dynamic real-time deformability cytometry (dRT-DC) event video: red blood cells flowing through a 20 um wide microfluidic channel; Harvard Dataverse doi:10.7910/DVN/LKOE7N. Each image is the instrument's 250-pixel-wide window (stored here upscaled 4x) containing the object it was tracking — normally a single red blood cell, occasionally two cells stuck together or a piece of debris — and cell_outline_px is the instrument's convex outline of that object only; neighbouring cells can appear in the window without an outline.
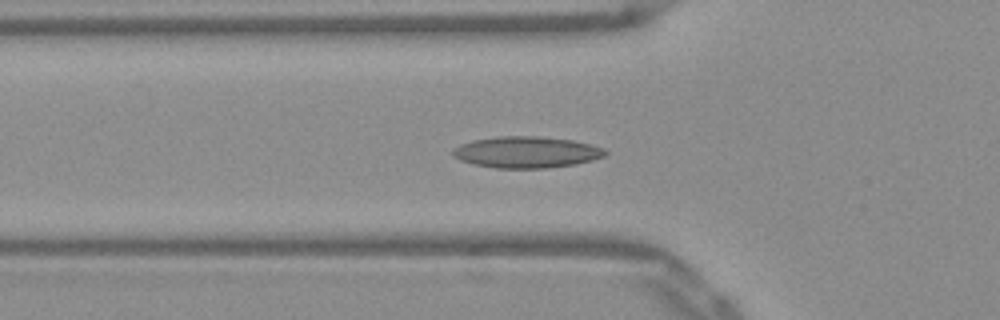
{"species": "Egyptian fruit bat (a non-hibernating species)", "species_latin": "Rousettus aegyptiacus", "temperature_condition": "warm", "stored_images_in_passage": 47, "camera_frame_rate_fps": 3000, "um_per_image_px": 0.085, "frame": {"image": 1, "passage_image": 17, "time_ms": 5.333, "image_size_px": [1000, 320], "cell_outline_px": [[608, 152], [604, 156], [592, 160], [576, 164], [544, 168], [496, 168], [472, 164], [460, 160], [452, 156], [452, 148], [460, 144], [472, 140], [500, 136], [540, 136], [572, 140], [604, 148]], "centroid_in_image_um": [44.71, 12.93], "position_along_channel_um": 81.1, "area_um2": 27.98}}
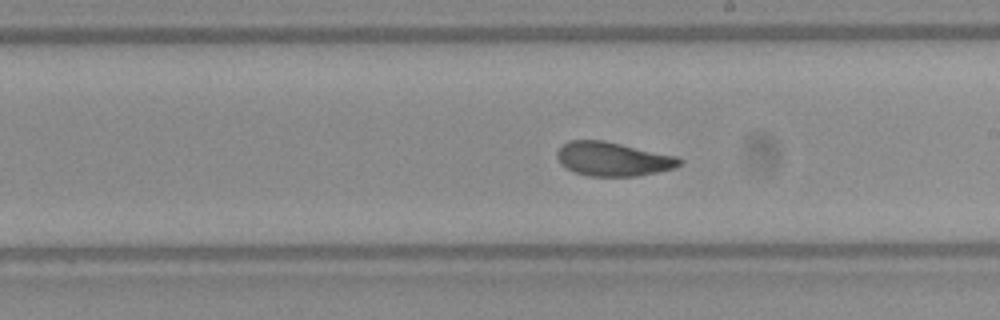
{"frame": {"image": 2, "passage_image": 29, "time_ms": 9.333, "image_size_px": [1000, 320], "cell_outline_px": [[684, 160], [676, 168], [636, 176], [588, 176], [576, 172], [560, 164], [556, 156], [556, 152], [568, 140], [604, 140], [676, 156]], "centroid_in_image_um": [52.1, 13.51], "position_along_channel_um": 236.9, "area_um2": 24.16}}
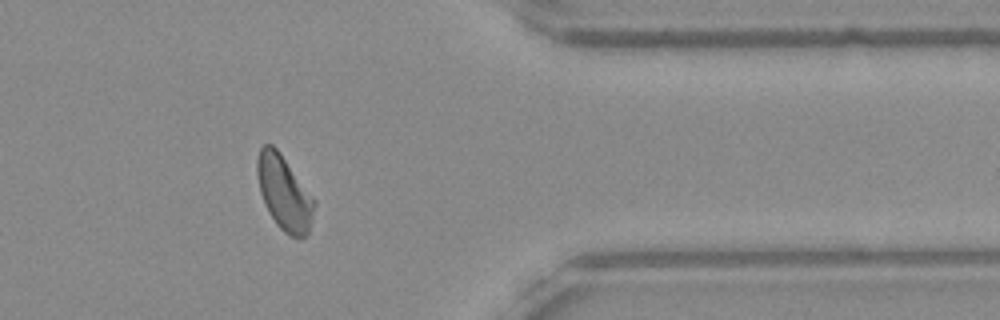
{"frame": {"image": 3, "passage_image": 42, "time_ms": 13.667, "image_size_px": [1000, 320], "cell_outline_px": [[316, 204], [312, 220], [308, 232], [304, 236], [292, 236], [284, 232], [276, 224], [268, 212], [260, 192], [256, 176], [256, 160], [260, 148], [264, 144], [272, 144], [280, 152], [316, 200]], "centroid_in_image_um": [24.14, 16.37], "position_along_channel_um": 387.3, "area_um2": 24.85}}